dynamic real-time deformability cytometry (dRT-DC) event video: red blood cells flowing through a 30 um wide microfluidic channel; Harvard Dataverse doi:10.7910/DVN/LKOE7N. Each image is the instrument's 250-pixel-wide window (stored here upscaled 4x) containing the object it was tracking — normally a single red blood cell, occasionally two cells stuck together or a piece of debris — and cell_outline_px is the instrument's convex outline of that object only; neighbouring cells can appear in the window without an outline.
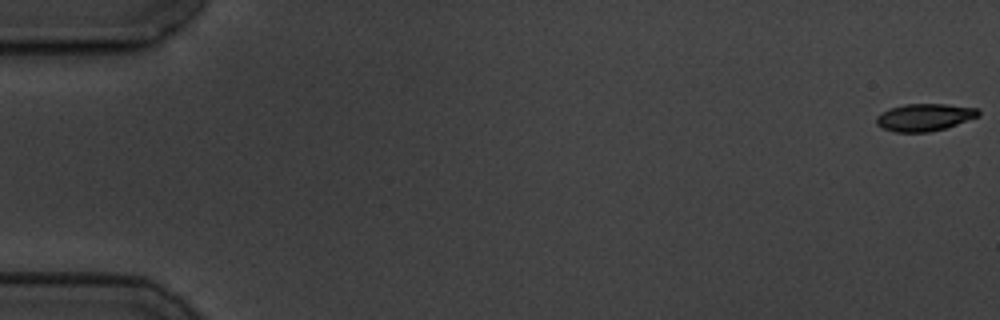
{"species": "common noctule bat (a hibernating species)", "species_latin": "Nyctalus noctula", "temperature_condition": "cold", "stored_images_in_passage": 59, "camera_frame_rate_fps": 3000, "um_per_image_px": 0.085, "animal": {"sex": "male", "body_mass_g": 19.5, "forearm_length_mm": 54.6}, "frame": {"image": 1, "passage_image": 1, "time_ms": 0.0, "image_size_px": [1000, 320], "cell_outline_px": [[980, 116], [944, 128], [928, 132], [896, 132], [884, 128], [876, 124], [876, 116], [880, 112], [888, 108], [904, 104], [944, 104], [976, 108], [980, 112]], "centroid_in_image_um": [78.54, 9.96], "position_along_channel_um": 6.5, "area_um2": 16.18}}
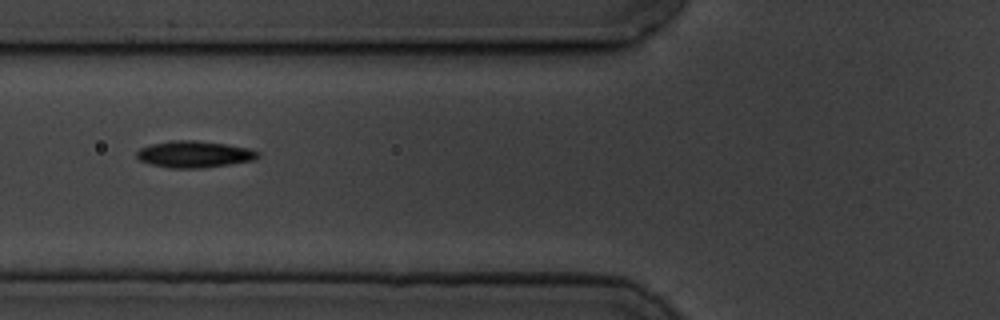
{"frame": {"image": 2, "passage_image": 23, "time_ms": 7.333, "image_size_px": [1000, 320], "cell_outline_px": [[260, 156], [252, 160], [228, 164], [200, 168], [168, 168], [152, 164], [140, 160], [136, 156], [136, 152], [140, 148], [152, 144], [172, 140], [196, 140], [224, 144], [248, 148], [260, 152]], "centroid_in_image_um": [16.49, 13.11], "position_along_channel_um": 109.3, "area_um2": 18.61}}
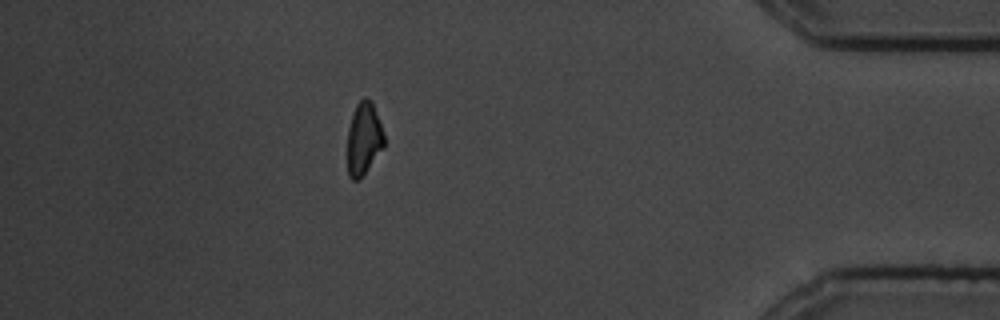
{"frame": {"image": 3, "passage_image": 52, "time_ms": 17.0, "image_size_px": [1000, 320], "cell_outline_px": [[384, 148], [360, 180], [352, 180], [348, 176], [348, 128], [356, 104], [364, 96], [372, 100], [384, 132]], "centroid_in_image_um": [30.94, 11.79], "position_along_channel_um": 404.3, "area_um2": 15.78}, "authors_computed_cell_mechanics": {"area_um2": 17.051, "velocity_mm_per_s": 3.4797, "shape_relaxation_time_tau1_ms": 3.0802, "shape_relaxation_time_tau2_ms": 10.3851, "deformation_change_tau1": 0.1412, "deformation_change_tau2": 0.1537}}